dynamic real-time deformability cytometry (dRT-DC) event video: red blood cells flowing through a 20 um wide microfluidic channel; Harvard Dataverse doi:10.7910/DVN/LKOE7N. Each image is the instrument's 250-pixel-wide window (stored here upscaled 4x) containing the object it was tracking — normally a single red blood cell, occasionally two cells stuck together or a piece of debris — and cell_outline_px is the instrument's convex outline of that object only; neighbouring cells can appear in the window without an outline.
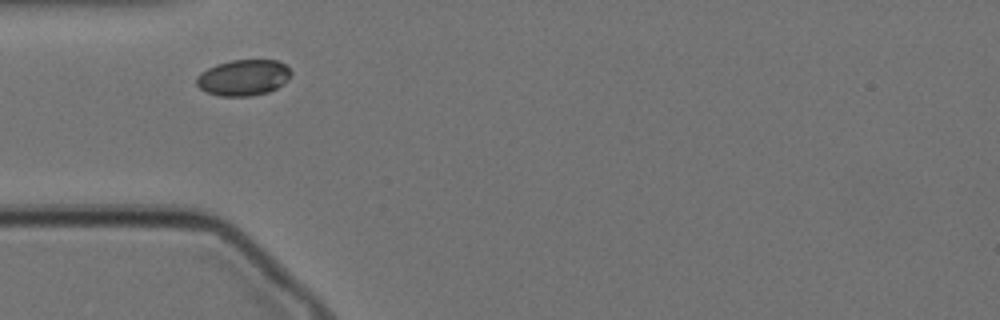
{"species": "Egyptian fruit bat (a non-hibernating species)", "species_latin": "Rousettus aegyptiacus", "temperature_condition": "cold", "stored_images_in_passage": 42, "camera_frame_rate_fps": 3000, "um_per_image_px": 0.085, "animal": {"sex": "female"}, "frame": {"image": 1, "passage_image": 1, "time_ms": 0.0, "image_size_px": [1000, 320], "cell_outline_px": [[292, 72], [288, 80], [276, 88], [268, 92], [248, 96], [220, 96], [208, 92], [200, 88], [196, 84], [196, 80], [200, 72], [216, 64], [232, 60], [280, 60]], "centroid_in_image_um": [20.69, 6.59], "position_along_channel_um": 64.3, "area_um2": 19.77}}
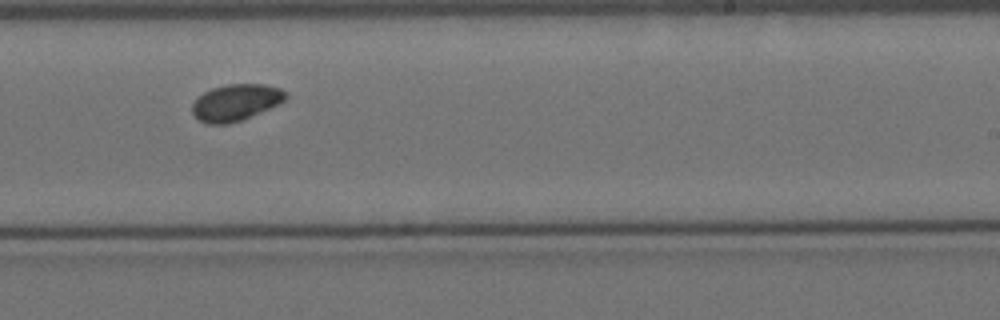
{"frame": {"image": 2, "passage_image": 19, "time_ms": 6.0, "image_size_px": [1000, 320], "cell_outline_px": [[288, 96], [284, 100], [268, 108], [240, 120], [224, 124], [208, 124], [200, 120], [192, 112], [192, 104], [204, 92], [212, 88], [228, 84], [264, 84], [280, 88]], "centroid_in_image_um": [20.02, 8.69], "position_along_channel_um": 269.0, "area_um2": 19.36}}
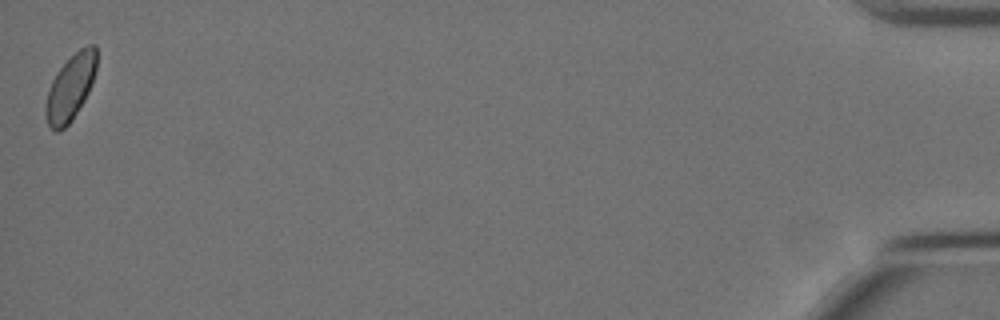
{"frame": {"image": 3, "passage_image": 42, "time_ms": 13.667, "image_size_px": [1000, 320], "cell_outline_px": [[96, 68], [88, 92], [84, 100], [72, 120], [64, 128], [56, 132], [48, 124], [44, 116], [44, 108], [48, 92], [52, 80], [56, 72], [80, 48], [88, 44], [96, 44]], "centroid_in_image_um": [5.97, 7.45], "position_along_channel_um": 429.2, "area_um2": 19.31}}